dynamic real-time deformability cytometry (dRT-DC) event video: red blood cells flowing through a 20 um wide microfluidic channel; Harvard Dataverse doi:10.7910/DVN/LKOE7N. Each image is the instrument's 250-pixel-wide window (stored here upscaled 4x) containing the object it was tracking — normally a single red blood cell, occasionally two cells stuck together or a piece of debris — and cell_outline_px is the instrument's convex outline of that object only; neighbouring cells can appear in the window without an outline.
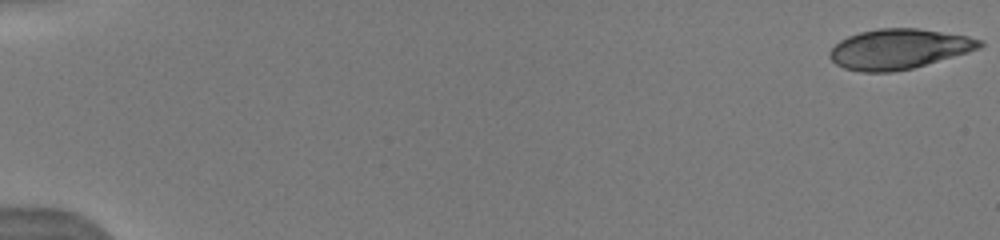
{"species": "human", "species_latin": "Homo sapiens", "temperature_condition": "warm", "stored_images_in_passage": 9, "camera_frame_rate_fps": 3000, "um_per_image_px": 0.085, "donor": {"sex": "male"}, "frame": {"image": 1, "passage_image": 1, "time_ms": 0.0, "image_size_px": [1000, 240], "cell_outline_px": [[984, 44], [980, 48], [968, 52], [912, 68], [892, 72], [860, 72], [844, 68], [836, 64], [828, 56], [828, 52], [840, 40], [848, 36], [860, 32], [880, 28], [916, 28], [968, 36], [984, 40]], "centroid_in_image_um": [76.39, 4.16], "position_along_channel_um": 8.6, "area_um2": 34.91}}
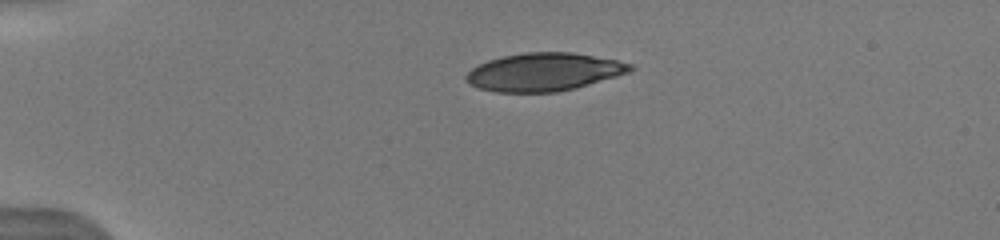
{"frame": {"image": 2, "passage_image": 6, "time_ms": 4.0, "image_size_px": [1000, 240], "cell_outline_px": [[636, 68], [628, 72], [616, 76], [576, 88], [556, 92], [496, 92], [480, 88], [464, 80], [464, 76], [472, 68], [488, 60], [500, 56], [524, 52], [572, 52], [616, 60], [632, 64]], "centroid_in_image_um": [46.22, 6.11], "position_along_channel_um": 38.8, "area_um2": 36.3}}